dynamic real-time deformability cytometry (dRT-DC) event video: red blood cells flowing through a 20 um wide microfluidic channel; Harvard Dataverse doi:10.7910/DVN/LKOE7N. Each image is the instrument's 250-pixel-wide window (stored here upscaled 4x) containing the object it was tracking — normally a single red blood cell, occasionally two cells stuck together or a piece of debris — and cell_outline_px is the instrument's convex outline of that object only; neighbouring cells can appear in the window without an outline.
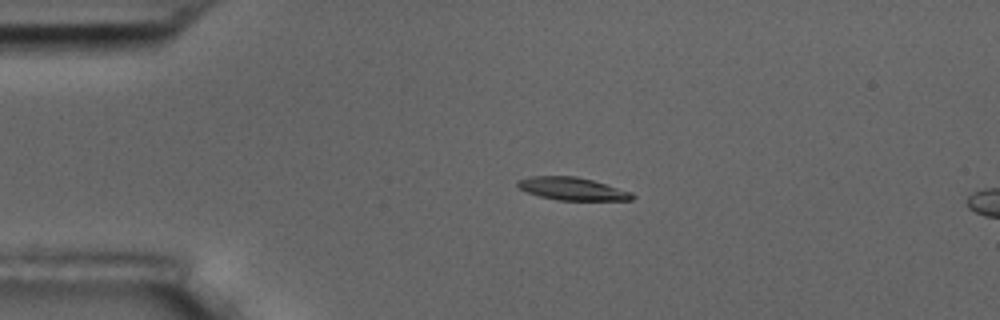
{"species": "common noctule bat (a hibernating species)", "species_latin": "Nyctalus noctula", "temperature_condition": "room temperature", "stored_images_in_passage": 5, "segment_of_instrument_passage": [1, 2], "camera_frame_rate_fps": 3000, "um_per_image_px": 0.085, "animal": {"sex": "male", "body_mass_g": 17.5, "forearm_length_mm": 52.3}, "frame": {"image": 1, "passage_image": 3, "time_ms": 3.333, "image_size_px": [1000, 320], "cell_outline_px": [[636, 196], [632, 200], [560, 200], [540, 196], [528, 192], [520, 188], [516, 184], [516, 180], [532, 176], [576, 176], [592, 180], [632, 192]], "centroid_in_image_um": [48.65, 16.04], "position_along_channel_um": 36.3, "area_um2": 15.09}}